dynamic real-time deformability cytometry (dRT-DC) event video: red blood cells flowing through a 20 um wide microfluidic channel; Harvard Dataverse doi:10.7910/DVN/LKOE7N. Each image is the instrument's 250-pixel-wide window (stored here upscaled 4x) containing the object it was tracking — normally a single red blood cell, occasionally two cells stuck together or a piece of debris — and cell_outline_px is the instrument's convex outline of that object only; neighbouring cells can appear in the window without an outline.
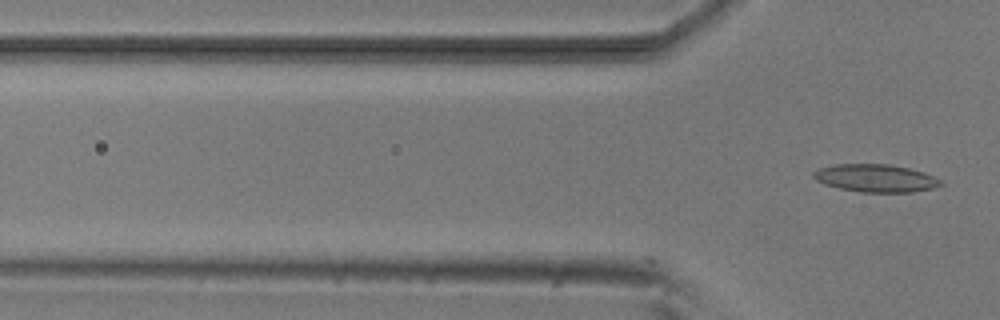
{"species": "common noctule bat (a hibernating species)", "species_latin": "Nyctalus noctula", "temperature_condition": "room temperature", "stored_images_in_passage": 4, "camera_frame_rate_fps": 3000, "um_per_image_px": 0.085, "animal": {"sex": "male", "body_mass_g": 20.5, "forearm_length_mm": 52.5}, "frame": {"image": 1, "passage_image": 4, "time_ms": 1.0, "image_size_px": [1000, 320], "cell_outline_px": [[944, 184], [936, 188], [912, 192], [860, 192], [840, 188], [824, 184], [816, 180], [812, 176], [812, 172], [816, 168], [832, 164], [888, 164], [908, 168], [924, 172], [940, 180]], "centroid_in_image_um": [74.4, 15.14], "position_along_channel_um": 51.4, "area_um2": 20.75}}